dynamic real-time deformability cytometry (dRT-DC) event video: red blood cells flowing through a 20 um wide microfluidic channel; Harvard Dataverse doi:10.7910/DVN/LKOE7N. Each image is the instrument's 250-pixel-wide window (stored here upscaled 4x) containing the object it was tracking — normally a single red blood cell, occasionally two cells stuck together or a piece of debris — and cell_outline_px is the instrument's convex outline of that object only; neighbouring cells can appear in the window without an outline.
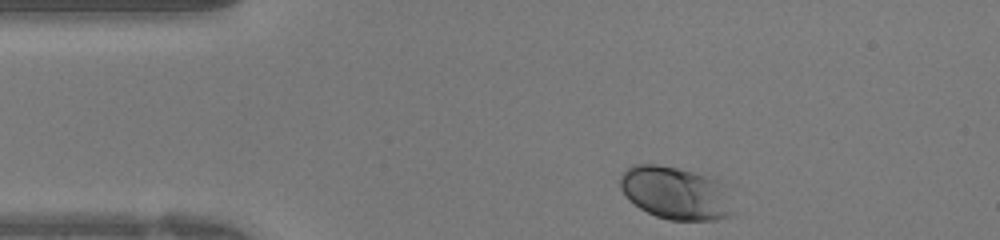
{"species": "human", "species_latin": "Homo sapiens", "temperature_condition": "warm", "stored_images_in_passage": 28, "camera_frame_rate_fps": 3000, "um_per_image_px": 0.085, "donor": {"sex": "female"}, "frame": {"image": 1, "passage_image": 1, "time_ms": 0.0, "image_size_px": [1000, 240], "cell_outline_px": [[736, 216], [716, 220], [668, 220], [656, 216], [640, 208], [628, 200], [620, 188], [620, 176], [632, 164], [656, 164], [716, 176], [724, 184], [736, 212]], "centroid_in_image_um": [57.5, 16.41], "position_along_channel_um": 27.5, "area_um2": 35.66}}
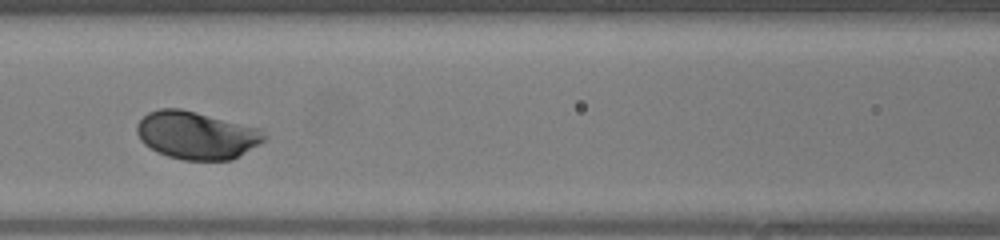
{"frame": {"image": 2, "passage_image": 12, "time_ms": 3.667, "image_size_px": [1000, 240], "cell_outline_px": [[268, 136], [264, 140], [232, 160], [184, 160], [168, 156], [156, 152], [144, 144], [140, 140], [136, 132], [136, 124], [148, 112], [160, 108], [180, 108], [260, 128]], "centroid_in_image_um": [16.67, 11.49], "position_along_channel_um": 149.9, "area_um2": 35.43}}
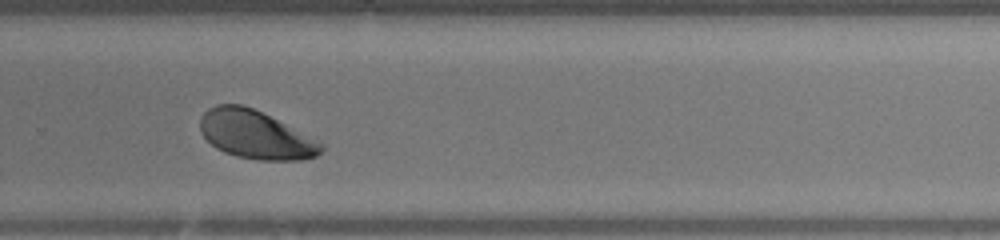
{"frame": {"image": 3, "passage_image": 22, "time_ms": 7.0, "image_size_px": [1000, 240], "cell_outline_px": [[324, 148], [316, 156], [300, 160], [256, 160], [236, 156], [224, 152], [216, 148], [200, 132], [200, 116], [208, 108], [216, 104], [240, 104], [252, 108], [324, 144]], "centroid_in_image_um": [21.67, 11.46], "position_along_channel_um": 308.1, "area_um2": 33.58}}